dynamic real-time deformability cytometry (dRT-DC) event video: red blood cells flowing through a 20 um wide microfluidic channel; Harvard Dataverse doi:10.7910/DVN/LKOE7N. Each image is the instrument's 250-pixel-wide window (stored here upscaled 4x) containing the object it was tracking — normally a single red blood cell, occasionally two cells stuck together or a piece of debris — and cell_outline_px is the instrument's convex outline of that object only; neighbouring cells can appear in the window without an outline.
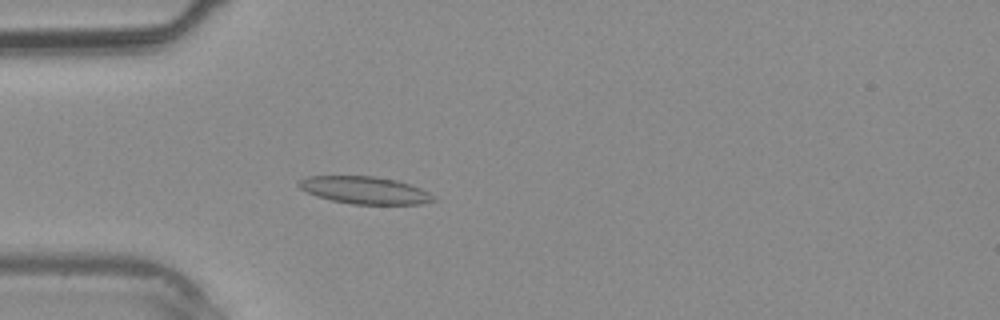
{"species": "common noctule bat (a hibernating species)", "species_latin": "Nyctalus noctula", "temperature_condition": "warm", "stored_images_in_passage": 40, "camera_frame_rate_fps": 3000, "um_per_image_px": 0.085, "animal": {"sex": "male", "body_mass_g": 20.4}, "frame": {"image": 1, "passage_image": 12, "time_ms": 3.667, "image_size_px": [1000, 320], "cell_outline_px": [[436, 200], [420, 204], [352, 204], [332, 200], [316, 196], [300, 188], [296, 184], [300, 180], [308, 176], [376, 176], [396, 180], [420, 188], [436, 196]], "centroid_in_image_um": [31.01, 16.16], "position_along_channel_um": 54.0, "area_um2": 21.39}}
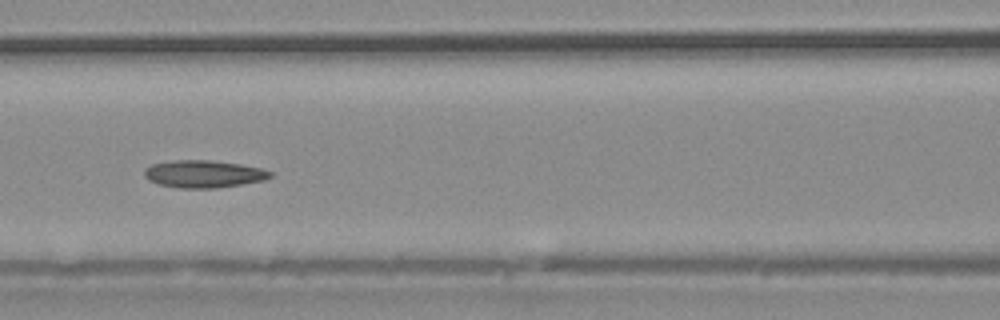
{"frame": {"image": 2, "passage_image": 18, "time_ms": 5.667, "image_size_px": [1000, 320], "cell_outline_px": [[272, 176], [264, 180], [216, 188], [176, 188], [160, 184], [148, 180], [144, 176], [144, 168], [152, 164], [176, 160], [208, 160], [240, 164], [260, 168], [272, 172]], "centroid_in_image_um": [17.28, 14.79], "position_along_channel_um": 149.3, "area_um2": 20.0}}